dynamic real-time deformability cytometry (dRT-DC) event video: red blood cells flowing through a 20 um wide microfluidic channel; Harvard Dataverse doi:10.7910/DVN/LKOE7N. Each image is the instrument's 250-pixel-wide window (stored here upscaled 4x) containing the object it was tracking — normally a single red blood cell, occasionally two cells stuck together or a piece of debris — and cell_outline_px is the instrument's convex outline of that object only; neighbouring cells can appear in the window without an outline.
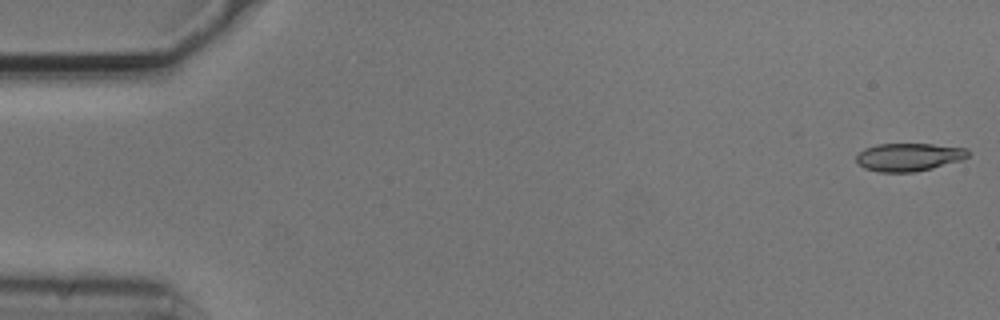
{"species": "common noctule bat (a hibernating species)", "species_latin": "Nyctalus noctula", "temperature_condition": "cold", "stored_images_in_passage": 9, "camera_frame_rate_fps": 3000, "um_per_image_px": 0.085, "animal": {"sex": "male", "body_mass_g": 20.5, "forearm_length_mm": 52.5}, "frame": {"image": 1, "passage_image": 1, "time_ms": 0.0, "image_size_px": [1000, 320], "cell_outline_px": [[968, 156], [960, 160], [932, 168], [916, 172], [876, 172], [864, 168], [856, 160], [856, 156], [864, 148], [876, 144], [932, 144], [968, 148]], "centroid_in_image_um": [77.22, 13.35], "position_along_channel_um": 7.8, "area_um2": 18.21}}